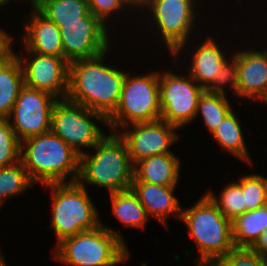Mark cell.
<instances>
[{
  "label": "cell",
  "instance_id": "6da1fadb",
  "mask_svg": "<svg viewBox=\"0 0 267 266\" xmlns=\"http://www.w3.org/2000/svg\"><path fill=\"white\" fill-rule=\"evenodd\" d=\"M102 54L69 62L67 99L108 118L117 108L126 72L104 65Z\"/></svg>",
  "mask_w": 267,
  "mask_h": 266
},
{
  "label": "cell",
  "instance_id": "7a4b0ae2",
  "mask_svg": "<svg viewBox=\"0 0 267 266\" xmlns=\"http://www.w3.org/2000/svg\"><path fill=\"white\" fill-rule=\"evenodd\" d=\"M20 161L34 183H66L69 175L68 182H76L79 177L80 155L52 131L22 141Z\"/></svg>",
  "mask_w": 267,
  "mask_h": 266
},
{
  "label": "cell",
  "instance_id": "3957f363",
  "mask_svg": "<svg viewBox=\"0 0 267 266\" xmlns=\"http://www.w3.org/2000/svg\"><path fill=\"white\" fill-rule=\"evenodd\" d=\"M116 132L104 136L93 148L96 153L84 152L80 156L78 182L96 187H105L109 193L131 188L134 165L131 162L125 141ZM84 181V182H83Z\"/></svg>",
  "mask_w": 267,
  "mask_h": 266
},
{
  "label": "cell",
  "instance_id": "277c9868",
  "mask_svg": "<svg viewBox=\"0 0 267 266\" xmlns=\"http://www.w3.org/2000/svg\"><path fill=\"white\" fill-rule=\"evenodd\" d=\"M180 219L187 225L198 247V266H212L236 248L231 220L223 215L206 194L190 208H182Z\"/></svg>",
  "mask_w": 267,
  "mask_h": 266
},
{
  "label": "cell",
  "instance_id": "5b68a950",
  "mask_svg": "<svg viewBox=\"0 0 267 266\" xmlns=\"http://www.w3.org/2000/svg\"><path fill=\"white\" fill-rule=\"evenodd\" d=\"M123 237L100 224L58 243L55 258L66 266H114L129 258Z\"/></svg>",
  "mask_w": 267,
  "mask_h": 266
},
{
  "label": "cell",
  "instance_id": "8992f818",
  "mask_svg": "<svg viewBox=\"0 0 267 266\" xmlns=\"http://www.w3.org/2000/svg\"><path fill=\"white\" fill-rule=\"evenodd\" d=\"M52 224L58 243L79 232L97 228L98 212L84 185L76 182L51 183Z\"/></svg>",
  "mask_w": 267,
  "mask_h": 266
},
{
  "label": "cell",
  "instance_id": "52a82bcc",
  "mask_svg": "<svg viewBox=\"0 0 267 266\" xmlns=\"http://www.w3.org/2000/svg\"><path fill=\"white\" fill-rule=\"evenodd\" d=\"M160 119L159 73L151 72L131 78L127 72L118 106L107 118V126L117 133L119 127Z\"/></svg>",
  "mask_w": 267,
  "mask_h": 266
},
{
  "label": "cell",
  "instance_id": "ba28073f",
  "mask_svg": "<svg viewBox=\"0 0 267 266\" xmlns=\"http://www.w3.org/2000/svg\"><path fill=\"white\" fill-rule=\"evenodd\" d=\"M91 118L108 122L99 112L67 98L58 99L52 111L51 131L81 156L85 151L80 147L93 148L106 135Z\"/></svg>",
  "mask_w": 267,
  "mask_h": 266
},
{
  "label": "cell",
  "instance_id": "9c48e42d",
  "mask_svg": "<svg viewBox=\"0 0 267 266\" xmlns=\"http://www.w3.org/2000/svg\"><path fill=\"white\" fill-rule=\"evenodd\" d=\"M161 120L178 128L195 119L198 101L205 89L189 74L159 73Z\"/></svg>",
  "mask_w": 267,
  "mask_h": 266
},
{
  "label": "cell",
  "instance_id": "30bf717a",
  "mask_svg": "<svg viewBox=\"0 0 267 266\" xmlns=\"http://www.w3.org/2000/svg\"><path fill=\"white\" fill-rule=\"evenodd\" d=\"M194 0H144L139 6L148 8L152 21L170 53L178 56L192 33L195 22ZM155 20V21H154Z\"/></svg>",
  "mask_w": 267,
  "mask_h": 266
},
{
  "label": "cell",
  "instance_id": "8fae6325",
  "mask_svg": "<svg viewBox=\"0 0 267 266\" xmlns=\"http://www.w3.org/2000/svg\"><path fill=\"white\" fill-rule=\"evenodd\" d=\"M58 99L24 85L8 117L19 141L51 131L52 111ZM13 117V118H12Z\"/></svg>",
  "mask_w": 267,
  "mask_h": 266
},
{
  "label": "cell",
  "instance_id": "7c38bea8",
  "mask_svg": "<svg viewBox=\"0 0 267 266\" xmlns=\"http://www.w3.org/2000/svg\"><path fill=\"white\" fill-rule=\"evenodd\" d=\"M60 30L64 59L68 62L92 58L109 50L111 40L106 24L90 12L82 22L63 24Z\"/></svg>",
  "mask_w": 267,
  "mask_h": 266
},
{
  "label": "cell",
  "instance_id": "4fadbf2b",
  "mask_svg": "<svg viewBox=\"0 0 267 266\" xmlns=\"http://www.w3.org/2000/svg\"><path fill=\"white\" fill-rule=\"evenodd\" d=\"M26 52L30 54L27 59L16 54L22 66L24 84L57 99H65L69 88V62L62 57Z\"/></svg>",
  "mask_w": 267,
  "mask_h": 266
},
{
  "label": "cell",
  "instance_id": "5bb4252c",
  "mask_svg": "<svg viewBox=\"0 0 267 266\" xmlns=\"http://www.w3.org/2000/svg\"><path fill=\"white\" fill-rule=\"evenodd\" d=\"M125 126L119 136L125 141L133 165L153 155L172 153L170 145L178 140V127L163 120Z\"/></svg>",
  "mask_w": 267,
  "mask_h": 266
},
{
  "label": "cell",
  "instance_id": "9a60e30c",
  "mask_svg": "<svg viewBox=\"0 0 267 266\" xmlns=\"http://www.w3.org/2000/svg\"><path fill=\"white\" fill-rule=\"evenodd\" d=\"M238 81L236 95L267 103V52L243 50L236 53Z\"/></svg>",
  "mask_w": 267,
  "mask_h": 266
},
{
  "label": "cell",
  "instance_id": "2e32d148",
  "mask_svg": "<svg viewBox=\"0 0 267 266\" xmlns=\"http://www.w3.org/2000/svg\"><path fill=\"white\" fill-rule=\"evenodd\" d=\"M32 8L30 19L24 24L22 42L25 50L64 58L60 28L33 5Z\"/></svg>",
  "mask_w": 267,
  "mask_h": 266
},
{
  "label": "cell",
  "instance_id": "e0dca14e",
  "mask_svg": "<svg viewBox=\"0 0 267 266\" xmlns=\"http://www.w3.org/2000/svg\"><path fill=\"white\" fill-rule=\"evenodd\" d=\"M176 186H162L142 181H132L131 189L144 206L148 216L158 219L167 228V217L181 218L182 207L173 195Z\"/></svg>",
  "mask_w": 267,
  "mask_h": 266
},
{
  "label": "cell",
  "instance_id": "ac0fdd59",
  "mask_svg": "<svg viewBox=\"0 0 267 266\" xmlns=\"http://www.w3.org/2000/svg\"><path fill=\"white\" fill-rule=\"evenodd\" d=\"M180 161L173 153L153 155L134 165L133 181L162 186H177Z\"/></svg>",
  "mask_w": 267,
  "mask_h": 266
},
{
  "label": "cell",
  "instance_id": "d6986e66",
  "mask_svg": "<svg viewBox=\"0 0 267 266\" xmlns=\"http://www.w3.org/2000/svg\"><path fill=\"white\" fill-rule=\"evenodd\" d=\"M192 54L189 75L204 89L217 77L227 58L212 38H207ZM226 58V59H225Z\"/></svg>",
  "mask_w": 267,
  "mask_h": 266
},
{
  "label": "cell",
  "instance_id": "ffe728a7",
  "mask_svg": "<svg viewBox=\"0 0 267 266\" xmlns=\"http://www.w3.org/2000/svg\"><path fill=\"white\" fill-rule=\"evenodd\" d=\"M231 223L235 247L251 248L267 228V204L236 216Z\"/></svg>",
  "mask_w": 267,
  "mask_h": 266
},
{
  "label": "cell",
  "instance_id": "44dd1931",
  "mask_svg": "<svg viewBox=\"0 0 267 266\" xmlns=\"http://www.w3.org/2000/svg\"><path fill=\"white\" fill-rule=\"evenodd\" d=\"M32 5L59 28L82 22L90 12L86 0H36Z\"/></svg>",
  "mask_w": 267,
  "mask_h": 266
},
{
  "label": "cell",
  "instance_id": "7402d4cb",
  "mask_svg": "<svg viewBox=\"0 0 267 266\" xmlns=\"http://www.w3.org/2000/svg\"><path fill=\"white\" fill-rule=\"evenodd\" d=\"M24 85L22 66L15 56L0 67V119H8Z\"/></svg>",
  "mask_w": 267,
  "mask_h": 266
},
{
  "label": "cell",
  "instance_id": "603a6c76",
  "mask_svg": "<svg viewBox=\"0 0 267 266\" xmlns=\"http://www.w3.org/2000/svg\"><path fill=\"white\" fill-rule=\"evenodd\" d=\"M112 212L127 227L145 228L150 218L132 189L110 193Z\"/></svg>",
  "mask_w": 267,
  "mask_h": 266
},
{
  "label": "cell",
  "instance_id": "cb8c5ba5",
  "mask_svg": "<svg viewBox=\"0 0 267 266\" xmlns=\"http://www.w3.org/2000/svg\"><path fill=\"white\" fill-rule=\"evenodd\" d=\"M212 135L223 150L230 152L234 157L244 159L249 164L251 163L248 149L244 142L240 121H238L233 111L224 118L221 124L213 131Z\"/></svg>",
  "mask_w": 267,
  "mask_h": 266
},
{
  "label": "cell",
  "instance_id": "d4e9b609",
  "mask_svg": "<svg viewBox=\"0 0 267 266\" xmlns=\"http://www.w3.org/2000/svg\"><path fill=\"white\" fill-rule=\"evenodd\" d=\"M227 96L214 94L208 91L200 96L196 111V117L201 113L204 124L211 133L221 124L224 118L232 111L230 101Z\"/></svg>",
  "mask_w": 267,
  "mask_h": 266
},
{
  "label": "cell",
  "instance_id": "484cf974",
  "mask_svg": "<svg viewBox=\"0 0 267 266\" xmlns=\"http://www.w3.org/2000/svg\"><path fill=\"white\" fill-rule=\"evenodd\" d=\"M35 184L21 161L14 165L0 168V206L4 199L21 194Z\"/></svg>",
  "mask_w": 267,
  "mask_h": 266
},
{
  "label": "cell",
  "instance_id": "4316f807",
  "mask_svg": "<svg viewBox=\"0 0 267 266\" xmlns=\"http://www.w3.org/2000/svg\"><path fill=\"white\" fill-rule=\"evenodd\" d=\"M244 196L245 212L267 204V178L260 174L241 176L237 182Z\"/></svg>",
  "mask_w": 267,
  "mask_h": 266
},
{
  "label": "cell",
  "instance_id": "83f0119b",
  "mask_svg": "<svg viewBox=\"0 0 267 266\" xmlns=\"http://www.w3.org/2000/svg\"><path fill=\"white\" fill-rule=\"evenodd\" d=\"M206 195L218 207L223 215L231 221L238 215L245 212L244 196L241 186L237 183H230L224 187L219 199L211 191L206 192Z\"/></svg>",
  "mask_w": 267,
  "mask_h": 266
},
{
  "label": "cell",
  "instance_id": "f1b7e54d",
  "mask_svg": "<svg viewBox=\"0 0 267 266\" xmlns=\"http://www.w3.org/2000/svg\"><path fill=\"white\" fill-rule=\"evenodd\" d=\"M21 142L11 127V121L0 119V168L20 161Z\"/></svg>",
  "mask_w": 267,
  "mask_h": 266
},
{
  "label": "cell",
  "instance_id": "f546056e",
  "mask_svg": "<svg viewBox=\"0 0 267 266\" xmlns=\"http://www.w3.org/2000/svg\"><path fill=\"white\" fill-rule=\"evenodd\" d=\"M231 59V63L228 60L224 63L221 70L218 72L217 77H215L214 81L205 89V91L226 96L224 84L228 83L231 84V89L233 88V91L236 94L238 81L236 53L232 54Z\"/></svg>",
  "mask_w": 267,
  "mask_h": 266
},
{
  "label": "cell",
  "instance_id": "4dcf8cb0",
  "mask_svg": "<svg viewBox=\"0 0 267 266\" xmlns=\"http://www.w3.org/2000/svg\"><path fill=\"white\" fill-rule=\"evenodd\" d=\"M264 260L250 248H235L212 266H263Z\"/></svg>",
  "mask_w": 267,
  "mask_h": 266
},
{
  "label": "cell",
  "instance_id": "1f68e13d",
  "mask_svg": "<svg viewBox=\"0 0 267 266\" xmlns=\"http://www.w3.org/2000/svg\"><path fill=\"white\" fill-rule=\"evenodd\" d=\"M88 3L89 11L94 16L99 18L104 24H106L105 20L110 18L111 14L118 13V10L126 8V6H134L135 5L130 0H86ZM107 18V19H106Z\"/></svg>",
  "mask_w": 267,
  "mask_h": 266
},
{
  "label": "cell",
  "instance_id": "d6a6232c",
  "mask_svg": "<svg viewBox=\"0 0 267 266\" xmlns=\"http://www.w3.org/2000/svg\"><path fill=\"white\" fill-rule=\"evenodd\" d=\"M5 32L0 29V67L7 64L16 56L11 47V36Z\"/></svg>",
  "mask_w": 267,
  "mask_h": 266
},
{
  "label": "cell",
  "instance_id": "836d02e7",
  "mask_svg": "<svg viewBox=\"0 0 267 266\" xmlns=\"http://www.w3.org/2000/svg\"><path fill=\"white\" fill-rule=\"evenodd\" d=\"M250 249L258 253L264 259L267 258V228L264 229L258 240Z\"/></svg>",
  "mask_w": 267,
  "mask_h": 266
},
{
  "label": "cell",
  "instance_id": "e575fe53",
  "mask_svg": "<svg viewBox=\"0 0 267 266\" xmlns=\"http://www.w3.org/2000/svg\"><path fill=\"white\" fill-rule=\"evenodd\" d=\"M135 6L139 7V5L144 1V0H130Z\"/></svg>",
  "mask_w": 267,
  "mask_h": 266
},
{
  "label": "cell",
  "instance_id": "d590c367",
  "mask_svg": "<svg viewBox=\"0 0 267 266\" xmlns=\"http://www.w3.org/2000/svg\"><path fill=\"white\" fill-rule=\"evenodd\" d=\"M0 266H6V262H4L1 252H0Z\"/></svg>",
  "mask_w": 267,
  "mask_h": 266
},
{
  "label": "cell",
  "instance_id": "8d00e7d4",
  "mask_svg": "<svg viewBox=\"0 0 267 266\" xmlns=\"http://www.w3.org/2000/svg\"><path fill=\"white\" fill-rule=\"evenodd\" d=\"M10 0H0V7L1 6H6V4L9 2Z\"/></svg>",
  "mask_w": 267,
  "mask_h": 266
},
{
  "label": "cell",
  "instance_id": "74e56055",
  "mask_svg": "<svg viewBox=\"0 0 267 266\" xmlns=\"http://www.w3.org/2000/svg\"><path fill=\"white\" fill-rule=\"evenodd\" d=\"M263 266H267V258H265Z\"/></svg>",
  "mask_w": 267,
  "mask_h": 266
},
{
  "label": "cell",
  "instance_id": "f35d334b",
  "mask_svg": "<svg viewBox=\"0 0 267 266\" xmlns=\"http://www.w3.org/2000/svg\"><path fill=\"white\" fill-rule=\"evenodd\" d=\"M36 0H30V4H33Z\"/></svg>",
  "mask_w": 267,
  "mask_h": 266
}]
</instances>
